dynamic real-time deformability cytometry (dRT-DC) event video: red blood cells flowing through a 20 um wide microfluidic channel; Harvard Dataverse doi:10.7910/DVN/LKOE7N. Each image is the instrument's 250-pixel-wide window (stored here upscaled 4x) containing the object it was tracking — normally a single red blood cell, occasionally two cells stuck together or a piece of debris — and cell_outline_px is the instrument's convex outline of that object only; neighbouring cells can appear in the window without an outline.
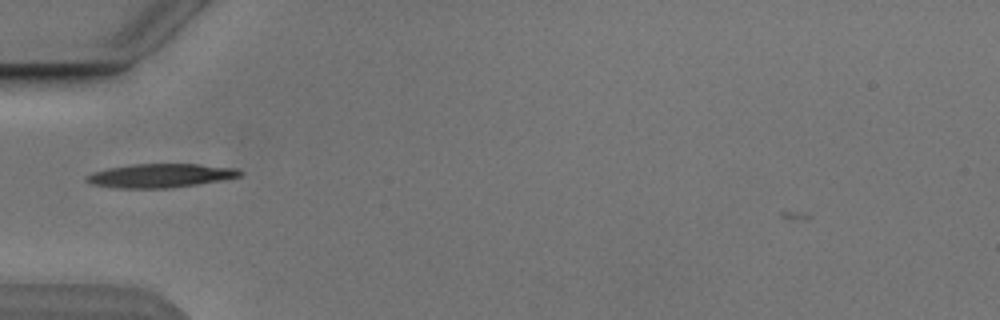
{"species": "Egyptian fruit bat (a non-hibernating species)", "species_latin": "Rousettus aegyptiacus", "temperature_condition": "cold", "stored_images_in_passage": 1, "camera_frame_rate_fps": 3000, "um_per_image_px": 0.085, "animal": {"sex": "male"}, "frame": {"image": 1, "passage_image": 1, "time_ms": 0.0, "image_size_px": [1000, 320], "cell_outline_px": [[244, 172], [240, 176], [220, 180], [172, 188], [116, 188], [92, 184], [84, 180], [84, 176], [92, 172], [108, 168], [132, 164], [196, 164], [236, 168]], "centroid_in_image_um": [13.58, 14.93], "position_along_channel_um": 71.4, "area_um2": 21.27}}